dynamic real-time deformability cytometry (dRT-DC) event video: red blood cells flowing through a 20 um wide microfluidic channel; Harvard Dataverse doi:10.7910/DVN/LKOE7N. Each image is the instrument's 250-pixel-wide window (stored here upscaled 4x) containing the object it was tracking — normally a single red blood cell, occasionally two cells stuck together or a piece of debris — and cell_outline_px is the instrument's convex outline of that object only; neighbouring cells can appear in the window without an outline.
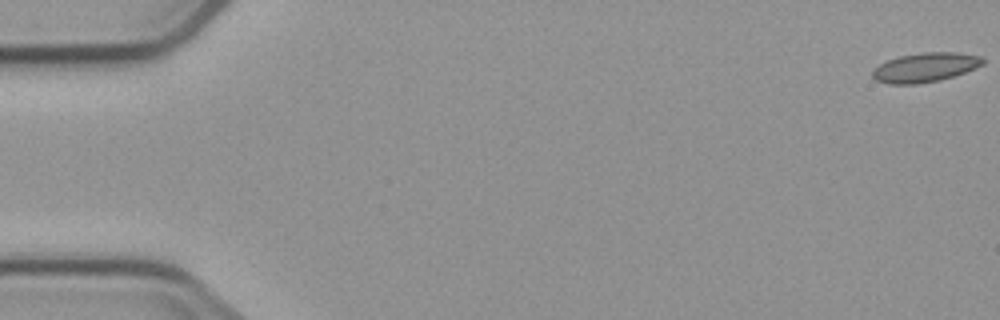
{"species": "common noctule bat (a hibernating species)", "species_latin": "Nyctalus noctula", "temperature_condition": "cold", "stored_images_in_passage": 5, "camera_frame_rate_fps": 3000, "um_per_image_px": 0.085, "animal": {"sex": "male", "body_mass_g": 23.1, "forearm_length_mm": 52.7}, "frame": {"image": 1, "passage_image": 1, "time_ms": 0.0, "image_size_px": [1000, 320], "cell_outline_px": [[984, 64], [964, 72], [940, 80], [916, 84], [888, 84], [876, 80], [872, 76], [872, 72], [880, 64], [888, 60], [900, 56], [924, 52], [956, 52], [980, 56], [984, 60]], "centroid_in_image_um": [78.63, 5.73], "position_along_channel_um": 6.4, "area_um2": 18.61}}